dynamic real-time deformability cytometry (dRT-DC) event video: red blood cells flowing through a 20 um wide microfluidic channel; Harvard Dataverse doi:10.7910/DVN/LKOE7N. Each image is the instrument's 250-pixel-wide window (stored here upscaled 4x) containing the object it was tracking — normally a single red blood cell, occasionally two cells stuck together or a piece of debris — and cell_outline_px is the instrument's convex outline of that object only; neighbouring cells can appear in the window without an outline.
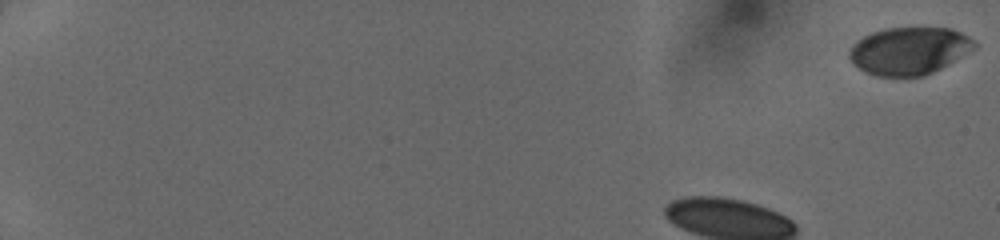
{"species": "human", "species_latin": "Homo sapiens", "temperature_condition": "cold", "stored_images_in_passage": 46, "camera_frame_rate_fps": 3000, "um_per_image_px": 0.085, "donor": {"sex": "female"}, "frame": {"image": 1, "passage_image": 1, "time_ms": 0.0, "image_size_px": [1000, 240], "cell_outline_px": [[980, 44], [976, 48], [948, 64], [924, 76], [876, 76], [852, 64], [848, 56], [848, 52], [852, 44], [856, 40], [872, 32], [884, 28], [952, 28], [968, 36]], "centroid_in_image_um": [77.28, 4.31], "position_along_channel_um": 7.7, "area_um2": 34.74}}
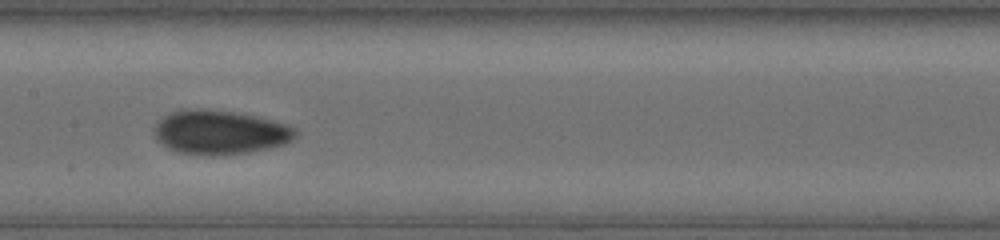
{"frame": {"image": 2, "passage_image": 23, "time_ms": 7.333, "image_size_px": [1000, 240], "cell_outline_px": [[296, 136], [292, 140], [284, 144], [268, 148], [248, 152], [212, 156], [176, 152], [160, 144], [156, 140], [152, 132], [156, 120], [160, 116], [176, 108], [208, 108], [236, 112], [256, 116], [284, 124], [292, 128], [296, 132]], "centroid_in_image_um": [18.55, 11.22], "position_along_channel_um": 188.8, "area_um2": 36.99}}
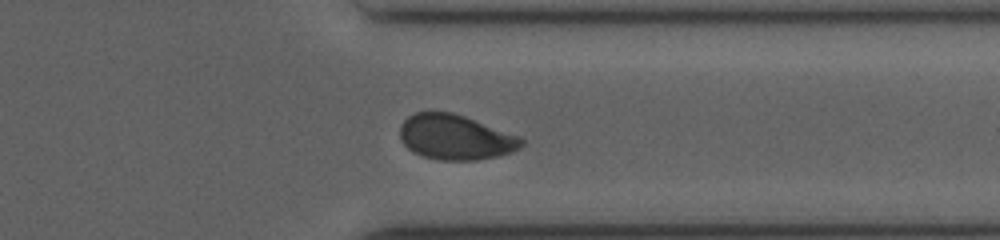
{"frame": {"image": 3, "passage_image": 36, "time_ms": 11.667, "image_size_px": [1000, 240], "cell_outline_px": [[524, 144], [520, 148], [512, 152], [496, 156], [476, 160], [440, 160], [424, 156], [412, 152], [400, 140], [400, 124], [408, 116], [416, 112], [452, 112], [464, 116], [520, 136], [524, 140]], "centroid_in_image_um": [38.7, 11.66], "position_along_channel_um": 372.7, "area_um2": 31.91}}